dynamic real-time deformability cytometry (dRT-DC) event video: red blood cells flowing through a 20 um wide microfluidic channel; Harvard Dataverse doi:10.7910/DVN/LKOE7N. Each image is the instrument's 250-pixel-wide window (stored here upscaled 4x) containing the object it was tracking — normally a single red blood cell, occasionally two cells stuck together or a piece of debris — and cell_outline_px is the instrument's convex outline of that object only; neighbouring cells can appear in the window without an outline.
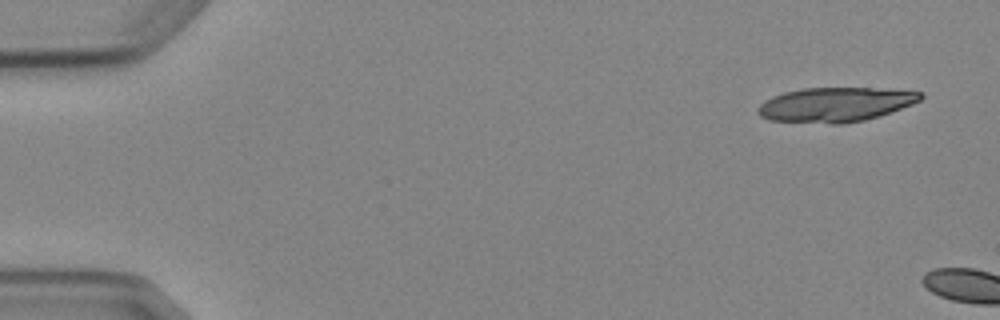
{"species": "Egyptian fruit bat (a non-hibernating species)", "species_latin": "Rousettus aegyptiacus", "temperature_condition": "cold", "stored_images_in_passage": 2, "camera_frame_rate_fps": 3000, "um_per_image_px": 0.085, "animal": {"sex": "female"}, "frame": {"image": 1, "passage_image": 1, "time_ms": 0.0, "image_size_px": [1000, 320], "cell_outline_px": [[924, 96], [920, 100], [912, 104], [892, 112], [880, 116], [864, 120], [844, 124], [832, 124], [768, 120], [760, 116], [756, 112], [756, 108], [764, 100], [772, 96], [784, 92], [804, 88], [868, 88], [924, 92]], "centroid_in_image_um": [70.97, 8.9], "position_along_channel_um": 14.0, "area_um2": 32.83}}